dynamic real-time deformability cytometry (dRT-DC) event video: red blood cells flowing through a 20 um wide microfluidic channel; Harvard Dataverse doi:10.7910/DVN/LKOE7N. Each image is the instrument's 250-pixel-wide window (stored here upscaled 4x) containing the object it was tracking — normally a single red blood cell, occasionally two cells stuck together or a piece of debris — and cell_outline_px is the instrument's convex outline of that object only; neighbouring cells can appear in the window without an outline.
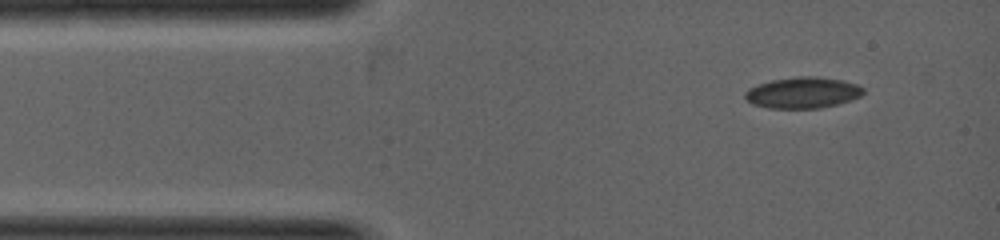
{"species": "common noctule bat (a hibernating species)", "species_latin": "Nyctalus noctula", "temperature_condition": "warm", "stored_images_in_passage": 6, "camera_frame_rate_fps": 5000, "um_per_image_px": 0.085, "animal": {"sex": "female", "body_mass_g": 19.0, "forearm_length_mm": 53.3}, "frame": {"image": 1, "passage_image": 1, "time_ms": 0.0, "image_size_px": [1000, 240], "cell_outline_px": [[864, 92], [860, 96], [852, 100], [820, 108], [768, 108], [752, 104], [744, 96], [744, 92], [748, 88], [772, 80], [796, 76], [816, 76], [844, 80], [856, 84], [864, 88]], "centroid_in_image_um": [68.24, 7.87], "position_along_channel_um": 16.8, "area_um2": 21.5}}
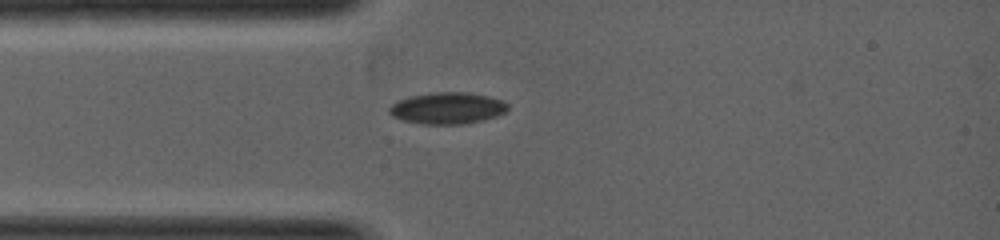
{"frame": {"image": 2, "passage_image": 4, "time_ms": 1.0, "image_size_px": [1000, 240], "cell_outline_px": [[508, 108], [504, 112], [496, 116], [480, 120], [460, 124], [424, 124], [404, 120], [392, 116], [388, 112], [388, 108], [396, 100], [412, 96], [436, 92], [468, 92], [488, 96], [500, 100], [508, 104]], "centroid_in_image_um": [37.99, 9.18], "position_along_channel_um": 47.0, "area_um2": 21.56}}
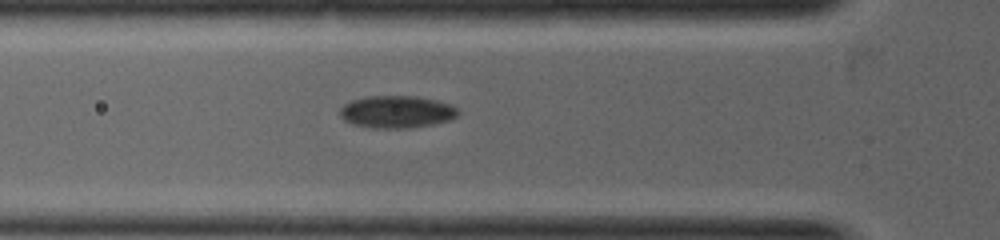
{"frame": {"image": 3, "passage_image": 6, "time_ms": 1.6, "image_size_px": [1000, 240], "cell_outline_px": [[460, 112], [456, 116], [448, 120], [432, 124], [400, 128], [376, 128], [356, 124], [344, 120], [340, 116], [340, 108], [344, 104], [352, 100], [368, 96], [412, 96], [436, 100], [448, 104], [456, 108]], "centroid_in_image_um": [33.69, 9.49], "position_along_channel_um": 92.1, "area_um2": 21.79}}